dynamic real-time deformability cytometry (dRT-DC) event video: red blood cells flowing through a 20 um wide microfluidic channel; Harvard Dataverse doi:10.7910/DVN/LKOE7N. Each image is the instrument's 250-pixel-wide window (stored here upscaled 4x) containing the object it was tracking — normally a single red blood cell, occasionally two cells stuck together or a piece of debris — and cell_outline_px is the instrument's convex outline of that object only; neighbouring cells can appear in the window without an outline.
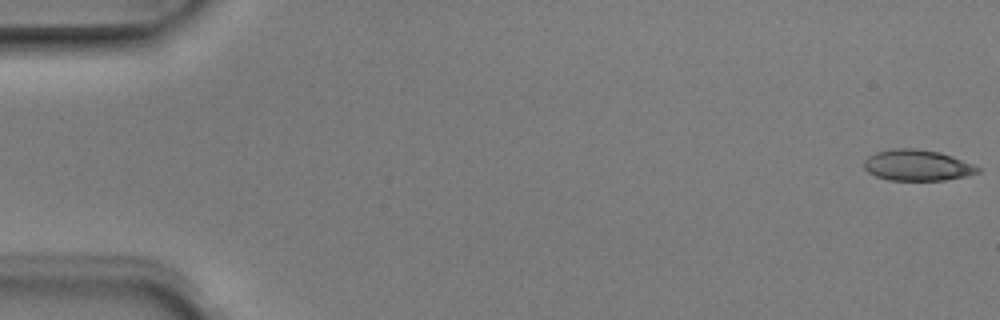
{"species": "Egyptian fruit bat (a non-hibernating species)", "species_latin": "Rousettus aegyptiacus", "temperature_condition": "room temperature", "stored_images_in_passage": 5, "camera_frame_rate_fps": 3000, "um_per_image_px": 0.085, "animal": {"sex": "male"}, "frame": {"image": 1, "passage_image": 1, "time_ms": 0.0, "image_size_px": [1000, 320], "cell_outline_px": [[980, 172], [968, 176], [944, 180], [888, 180], [876, 176], [868, 172], [864, 168], [864, 160], [868, 156], [876, 152], [892, 148], [916, 148], [940, 152], [952, 156], [972, 164], [980, 168]], "centroid_in_image_um": [77.96, 14.04], "position_along_channel_um": 7.0, "area_um2": 20.63}}